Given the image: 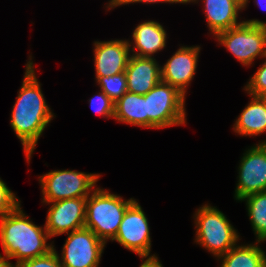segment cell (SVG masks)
<instances>
[{"label": "cell", "instance_id": "cell-1", "mask_svg": "<svg viewBox=\"0 0 266 267\" xmlns=\"http://www.w3.org/2000/svg\"><path fill=\"white\" fill-rule=\"evenodd\" d=\"M31 56L25 64L22 86L10 116V126L20 139L27 163H30L40 136L55 116L45 100Z\"/></svg>", "mask_w": 266, "mask_h": 267}, {"label": "cell", "instance_id": "cell-2", "mask_svg": "<svg viewBox=\"0 0 266 267\" xmlns=\"http://www.w3.org/2000/svg\"><path fill=\"white\" fill-rule=\"evenodd\" d=\"M19 204L12 212L0 218V241L4 257L16 258V263L34 259L53 250V243H47L50 236L45 228L28 218Z\"/></svg>", "mask_w": 266, "mask_h": 267}, {"label": "cell", "instance_id": "cell-3", "mask_svg": "<svg viewBox=\"0 0 266 267\" xmlns=\"http://www.w3.org/2000/svg\"><path fill=\"white\" fill-rule=\"evenodd\" d=\"M136 199L124 200L117 194L97 187L86 200V217L84 227L92 230L96 236L107 244L113 240L119 230L126 209Z\"/></svg>", "mask_w": 266, "mask_h": 267}, {"label": "cell", "instance_id": "cell-4", "mask_svg": "<svg viewBox=\"0 0 266 267\" xmlns=\"http://www.w3.org/2000/svg\"><path fill=\"white\" fill-rule=\"evenodd\" d=\"M195 243L218 258L241 240L225 214L210 204L199 207L194 214Z\"/></svg>", "mask_w": 266, "mask_h": 267}, {"label": "cell", "instance_id": "cell-5", "mask_svg": "<svg viewBox=\"0 0 266 267\" xmlns=\"http://www.w3.org/2000/svg\"><path fill=\"white\" fill-rule=\"evenodd\" d=\"M243 66H251L255 58H266V22L259 19L243 21L240 25L215 35Z\"/></svg>", "mask_w": 266, "mask_h": 267}, {"label": "cell", "instance_id": "cell-6", "mask_svg": "<svg viewBox=\"0 0 266 267\" xmlns=\"http://www.w3.org/2000/svg\"><path fill=\"white\" fill-rule=\"evenodd\" d=\"M185 99L178 89L160 81L145 94L148 128L163 129L185 124Z\"/></svg>", "mask_w": 266, "mask_h": 267}, {"label": "cell", "instance_id": "cell-7", "mask_svg": "<svg viewBox=\"0 0 266 267\" xmlns=\"http://www.w3.org/2000/svg\"><path fill=\"white\" fill-rule=\"evenodd\" d=\"M100 174L75 170H53L39 176L42 203L88 197L96 188Z\"/></svg>", "mask_w": 266, "mask_h": 267}, {"label": "cell", "instance_id": "cell-8", "mask_svg": "<svg viewBox=\"0 0 266 267\" xmlns=\"http://www.w3.org/2000/svg\"><path fill=\"white\" fill-rule=\"evenodd\" d=\"M112 241L136 253L141 259L157 258V255L150 254L151 236L148 218L136 200L126 209L119 230Z\"/></svg>", "mask_w": 266, "mask_h": 267}, {"label": "cell", "instance_id": "cell-9", "mask_svg": "<svg viewBox=\"0 0 266 267\" xmlns=\"http://www.w3.org/2000/svg\"><path fill=\"white\" fill-rule=\"evenodd\" d=\"M62 248V267H98L101 261L105 243L87 228L69 232Z\"/></svg>", "mask_w": 266, "mask_h": 267}, {"label": "cell", "instance_id": "cell-10", "mask_svg": "<svg viewBox=\"0 0 266 267\" xmlns=\"http://www.w3.org/2000/svg\"><path fill=\"white\" fill-rule=\"evenodd\" d=\"M235 200L266 191V140L248 148L238 167Z\"/></svg>", "mask_w": 266, "mask_h": 267}, {"label": "cell", "instance_id": "cell-11", "mask_svg": "<svg viewBox=\"0 0 266 267\" xmlns=\"http://www.w3.org/2000/svg\"><path fill=\"white\" fill-rule=\"evenodd\" d=\"M87 197L46 203L49 206L44 224L50 238L84 228Z\"/></svg>", "mask_w": 266, "mask_h": 267}, {"label": "cell", "instance_id": "cell-12", "mask_svg": "<svg viewBox=\"0 0 266 267\" xmlns=\"http://www.w3.org/2000/svg\"><path fill=\"white\" fill-rule=\"evenodd\" d=\"M200 46H180L161 66V81L170 84L186 96L187 88L194 79Z\"/></svg>", "mask_w": 266, "mask_h": 267}, {"label": "cell", "instance_id": "cell-13", "mask_svg": "<svg viewBox=\"0 0 266 267\" xmlns=\"http://www.w3.org/2000/svg\"><path fill=\"white\" fill-rule=\"evenodd\" d=\"M95 77H109L125 72L131 57L128 40L94 41Z\"/></svg>", "mask_w": 266, "mask_h": 267}, {"label": "cell", "instance_id": "cell-14", "mask_svg": "<svg viewBox=\"0 0 266 267\" xmlns=\"http://www.w3.org/2000/svg\"><path fill=\"white\" fill-rule=\"evenodd\" d=\"M125 74L127 91L145 95L161 81V65L154 57L131 55Z\"/></svg>", "mask_w": 266, "mask_h": 267}, {"label": "cell", "instance_id": "cell-15", "mask_svg": "<svg viewBox=\"0 0 266 267\" xmlns=\"http://www.w3.org/2000/svg\"><path fill=\"white\" fill-rule=\"evenodd\" d=\"M204 3V12L207 27L213 37L232 27L240 25L243 21L238 20V14L244 10L243 6L236 0H200ZM188 4L198 3L199 0H187ZM239 21V22H238Z\"/></svg>", "mask_w": 266, "mask_h": 267}, {"label": "cell", "instance_id": "cell-16", "mask_svg": "<svg viewBox=\"0 0 266 267\" xmlns=\"http://www.w3.org/2000/svg\"><path fill=\"white\" fill-rule=\"evenodd\" d=\"M132 38V42L128 40L131 55L153 58L166 47L167 32L159 22L146 20L135 27Z\"/></svg>", "mask_w": 266, "mask_h": 267}, {"label": "cell", "instance_id": "cell-17", "mask_svg": "<svg viewBox=\"0 0 266 267\" xmlns=\"http://www.w3.org/2000/svg\"><path fill=\"white\" fill-rule=\"evenodd\" d=\"M251 96V100L233 125L240 136H259L266 131V97Z\"/></svg>", "mask_w": 266, "mask_h": 267}, {"label": "cell", "instance_id": "cell-18", "mask_svg": "<svg viewBox=\"0 0 266 267\" xmlns=\"http://www.w3.org/2000/svg\"><path fill=\"white\" fill-rule=\"evenodd\" d=\"M114 119L121 123L148 128L145 95L127 91L115 102Z\"/></svg>", "mask_w": 266, "mask_h": 267}, {"label": "cell", "instance_id": "cell-19", "mask_svg": "<svg viewBox=\"0 0 266 267\" xmlns=\"http://www.w3.org/2000/svg\"><path fill=\"white\" fill-rule=\"evenodd\" d=\"M261 242L251 244H236L220 259L219 267H265V251L259 245Z\"/></svg>", "mask_w": 266, "mask_h": 267}, {"label": "cell", "instance_id": "cell-20", "mask_svg": "<svg viewBox=\"0 0 266 267\" xmlns=\"http://www.w3.org/2000/svg\"><path fill=\"white\" fill-rule=\"evenodd\" d=\"M240 201L246 202V209L256 236V242L266 241V191L249 195Z\"/></svg>", "mask_w": 266, "mask_h": 267}, {"label": "cell", "instance_id": "cell-21", "mask_svg": "<svg viewBox=\"0 0 266 267\" xmlns=\"http://www.w3.org/2000/svg\"><path fill=\"white\" fill-rule=\"evenodd\" d=\"M95 79L100 90L114 103L127 92V78L125 72L109 77H95Z\"/></svg>", "mask_w": 266, "mask_h": 267}, {"label": "cell", "instance_id": "cell-22", "mask_svg": "<svg viewBox=\"0 0 266 267\" xmlns=\"http://www.w3.org/2000/svg\"><path fill=\"white\" fill-rule=\"evenodd\" d=\"M244 87L243 89L249 95L266 97V60Z\"/></svg>", "mask_w": 266, "mask_h": 267}, {"label": "cell", "instance_id": "cell-23", "mask_svg": "<svg viewBox=\"0 0 266 267\" xmlns=\"http://www.w3.org/2000/svg\"><path fill=\"white\" fill-rule=\"evenodd\" d=\"M89 104L96 114L114 119L115 103L102 90L89 99Z\"/></svg>", "mask_w": 266, "mask_h": 267}, {"label": "cell", "instance_id": "cell-24", "mask_svg": "<svg viewBox=\"0 0 266 267\" xmlns=\"http://www.w3.org/2000/svg\"><path fill=\"white\" fill-rule=\"evenodd\" d=\"M21 201L0 178V218L12 212Z\"/></svg>", "mask_w": 266, "mask_h": 267}, {"label": "cell", "instance_id": "cell-25", "mask_svg": "<svg viewBox=\"0 0 266 267\" xmlns=\"http://www.w3.org/2000/svg\"><path fill=\"white\" fill-rule=\"evenodd\" d=\"M15 267H62V265L59 261L55 246H53V250L48 254L23 261Z\"/></svg>", "mask_w": 266, "mask_h": 267}, {"label": "cell", "instance_id": "cell-26", "mask_svg": "<svg viewBox=\"0 0 266 267\" xmlns=\"http://www.w3.org/2000/svg\"><path fill=\"white\" fill-rule=\"evenodd\" d=\"M147 3V4H155V3H171V4H177V3H180V4H187L188 2H187V0H122V2H121V5H129V4H131V3Z\"/></svg>", "mask_w": 266, "mask_h": 267}, {"label": "cell", "instance_id": "cell-27", "mask_svg": "<svg viewBox=\"0 0 266 267\" xmlns=\"http://www.w3.org/2000/svg\"><path fill=\"white\" fill-rule=\"evenodd\" d=\"M140 267H163V266L157 257V258H146V260L142 258V264L140 265Z\"/></svg>", "mask_w": 266, "mask_h": 267}, {"label": "cell", "instance_id": "cell-28", "mask_svg": "<svg viewBox=\"0 0 266 267\" xmlns=\"http://www.w3.org/2000/svg\"><path fill=\"white\" fill-rule=\"evenodd\" d=\"M122 0H109L106 4L107 11L111 10L113 8H116L118 6H121Z\"/></svg>", "mask_w": 266, "mask_h": 267}, {"label": "cell", "instance_id": "cell-29", "mask_svg": "<svg viewBox=\"0 0 266 267\" xmlns=\"http://www.w3.org/2000/svg\"><path fill=\"white\" fill-rule=\"evenodd\" d=\"M8 258H5L4 256L1 255L0 253V267H15L13 263L8 261Z\"/></svg>", "mask_w": 266, "mask_h": 267}, {"label": "cell", "instance_id": "cell-30", "mask_svg": "<svg viewBox=\"0 0 266 267\" xmlns=\"http://www.w3.org/2000/svg\"><path fill=\"white\" fill-rule=\"evenodd\" d=\"M257 6L266 10V0H254Z\"/></svg>", "mask_w": 266, "mask_h": 267}, {"label": "cell", "instance_id": "cell-31", "mask_svg": "<svg viewBox=\"0 0 266 267\" xmlns=\"http://www.w3.org/2000/svg\"><path fill=\"white\" fill-rule=\"evenodd\" d=\"M236 1L239 2L243 6V9L247 7V4L249 2V0H236Z\"/></svg>", "mask_w": 266, "mask_h": 267}]
</instances>
